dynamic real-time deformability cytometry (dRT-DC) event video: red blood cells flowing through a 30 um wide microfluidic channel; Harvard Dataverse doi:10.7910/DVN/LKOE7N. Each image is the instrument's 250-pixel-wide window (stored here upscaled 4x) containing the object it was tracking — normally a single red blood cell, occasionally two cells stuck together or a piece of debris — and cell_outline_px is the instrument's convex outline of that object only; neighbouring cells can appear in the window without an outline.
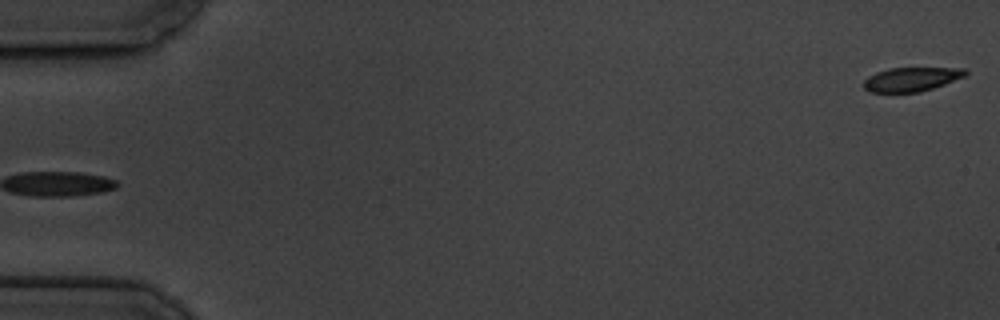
{"species": "common noctule bat (a hibernating species)", "species_latin": "Nyctalus noctula", "temperature_condition": "cold", "stored_images_in_passage": 5, "segment_of_instrument_passage": [2, 2], "camera_frame_rate_fps": 3000, "um_per_image_px": 0.085, "animal": {"sex": "male", "body_mass_g": 19.5, "forearm_length_mm": 54.6}, "frame": {"image": 1, "passage_image": 5, "time_ms": 4.667, "image_size_px": [1000, 320], "cell_outline_px": [[968, 72], [964, 76], [944, 84], [920, 92], [868, 92], [864, 88], [864, 80], [868, 76], [876, 72], [888, 68], [964, 68]], "centroid_in_image_um": [77.43, 6.73], "position_along_channel_um": 7.6, "area_um2": 14.16}}